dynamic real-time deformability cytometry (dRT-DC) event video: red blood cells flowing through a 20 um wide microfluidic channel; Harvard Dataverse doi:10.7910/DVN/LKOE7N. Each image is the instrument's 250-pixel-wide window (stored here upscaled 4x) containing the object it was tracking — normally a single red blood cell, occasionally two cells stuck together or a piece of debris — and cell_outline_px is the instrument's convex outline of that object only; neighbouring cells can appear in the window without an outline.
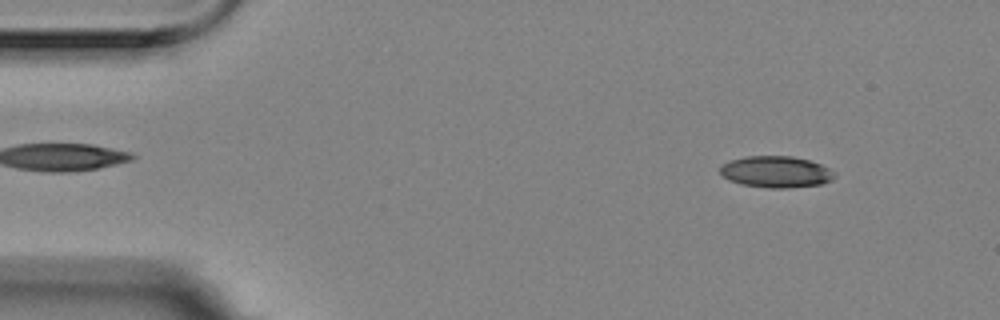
{"species": "Egyptian fruit bat (a non-hibernating species)", "species_latin": "Rousettus aegyptiacus", "temperature_condition": "room temperature", "stored_images_in_passage": 12, "camera_frame_rate_fps": 3000, "um_per_image_px": 0.085, "animal": {"sex": "female"}, "frame": {"image": 1, "passage_image": 5, "time_ms": 1.333, "image_size_px": [1000, 320], "cell_outline_px": [[836, 176], [820, 184], [788, 188], [768, 188], [740, 184], [728, 180], [720, 172], [720, 168], [724, 164], [732, 160], [748, 156], [792, 156], [808, 160], [820, 164], [836, 172]], "centroid_in_image_um": [65.96, 14.61], "position_along_channel_um": 19.0, "area_um2": 20.81}}